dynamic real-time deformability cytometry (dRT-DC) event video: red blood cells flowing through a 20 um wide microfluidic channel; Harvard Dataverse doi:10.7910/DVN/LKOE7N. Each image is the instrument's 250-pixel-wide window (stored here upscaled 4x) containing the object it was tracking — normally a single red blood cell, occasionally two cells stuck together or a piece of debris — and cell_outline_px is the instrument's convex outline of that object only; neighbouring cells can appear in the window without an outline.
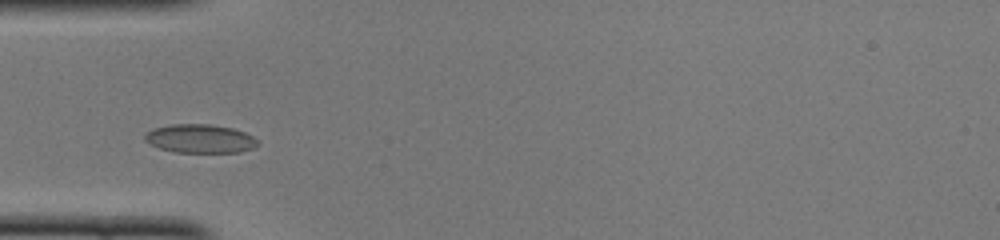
{"species": "common noctule bat (a hibernating species)", "species_latin": "Nyctalus noctula", "temperature_condition": "cold", "stored_images_in_passage": 31, "camera_frame_rate_fps": 3000, "um_per_image_px": 0.085, "animal": {"sex": "female", "body_mass_g": 22.0, "forearm_length_mm": 56.7}, "frame": {"image": 1, "passage_image": 3, "time_ms": 0.667, "image_size_px": [1000, 240], "cell_outline_px": [[260, 144], [252, 148], [240, 152], [176, 152], [160, 148], [144, 140], [144, 132], [152, 128], [172, 124], [212, 124], [232, 128], [244, 132], [252, 136]], "centroid_in_image_um": [16.98, 11.77], "position_along_channel_um": 68.0, "area_um2": 18.84}}
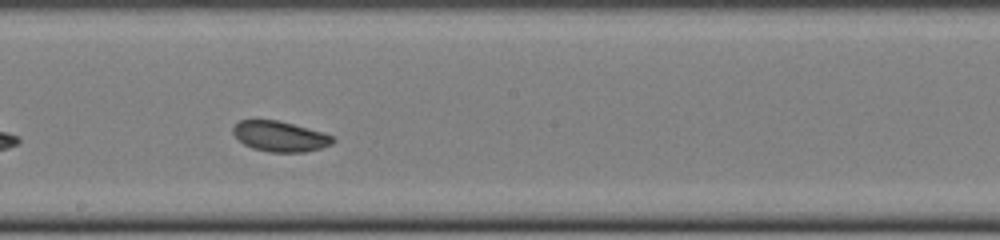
{"frame": {"image": 2, "passage_image": 15, "time_ms": 4.667, "image_size_px": [1000, 240], "cell_outline_px": [[336, 140], [332, 144], [320, 148], [304, 152], [268, 152], [252, 148], [244, 144], [232, 132], [232, 128], [240, 120], [276, 120], [324, 132], [336, 136]], "centroid_in_image_um": [23.84, 11.6], "position_along_channel_um": 224.4, "area_um2": 17.69}}
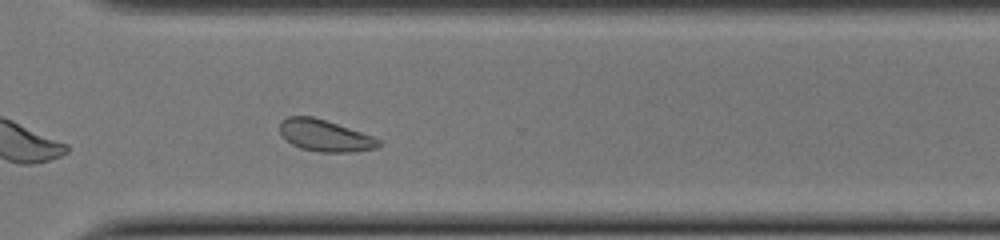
{"frame": {"image": 3, "passage_image": 24, "time_ms": 7.667, "image_size_px": [1000, 240], "cell_outline_px": [[380, 144], [376, 148], [352, 152], [320, 152], [300, 148], [284, 140], [280, 132], [280, 124], [288, 116], [312, 116], [372, 136], [380, 140]], "centroid_in_image_um": [27.58, 11.54], "position_along_channel_um": 343.0, "area_um2": 17.98}, "authors_computed_cell_mechanics": {"area_um2": 18.2648, "velocity_mm_per_s": 3.9333, "shape_relaxation_time_tau1_ms": 2.0453, "shape_relaxation_time_tau2_ms": 4.5355, "deformation_change_tau1": 0.0561, "deformation_change_tau2": 0.0619}}